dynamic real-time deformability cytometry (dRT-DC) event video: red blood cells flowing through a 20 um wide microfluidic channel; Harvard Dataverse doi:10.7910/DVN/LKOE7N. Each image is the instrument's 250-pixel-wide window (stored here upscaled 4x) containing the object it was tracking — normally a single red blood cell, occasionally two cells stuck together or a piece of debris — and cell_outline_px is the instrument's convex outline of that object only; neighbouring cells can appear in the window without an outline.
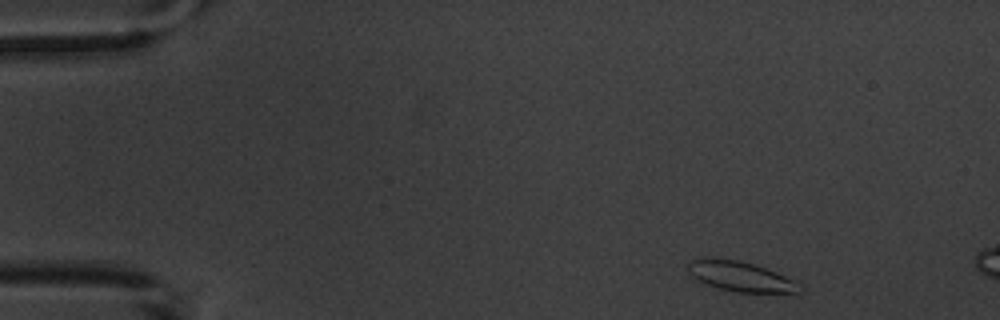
{"species": "common noctule bat (a hibernating species)", "species_latin": "Nyctalus noctula", "temperature_condition": "warm", "stored_images_in_passage": 3, "camera_frame_rate_fps": 3000, "um_per_image_px": 0.085, "animal": {"sex": "male", "body_mass_g": 20.1, "forearm_length_mm": 53.5}, "frame": {"image": 1, "passage_image": 1, "time_ms": 0.0, "image_size_px": [1000, 320], "cell_outline_px": [[804, 292], [736, 292], [716, 288], [704, 284], [692, 276], [688, 272], [688, 264], [692, 260], [700, 256], [712, 256], [740, 260], [776, 272], [800, 284], [804, 288]], "centroid_in_image_um": [62.87, 23.47], "position_along_channel_um": 22.1, "area_um2": 19.83}}